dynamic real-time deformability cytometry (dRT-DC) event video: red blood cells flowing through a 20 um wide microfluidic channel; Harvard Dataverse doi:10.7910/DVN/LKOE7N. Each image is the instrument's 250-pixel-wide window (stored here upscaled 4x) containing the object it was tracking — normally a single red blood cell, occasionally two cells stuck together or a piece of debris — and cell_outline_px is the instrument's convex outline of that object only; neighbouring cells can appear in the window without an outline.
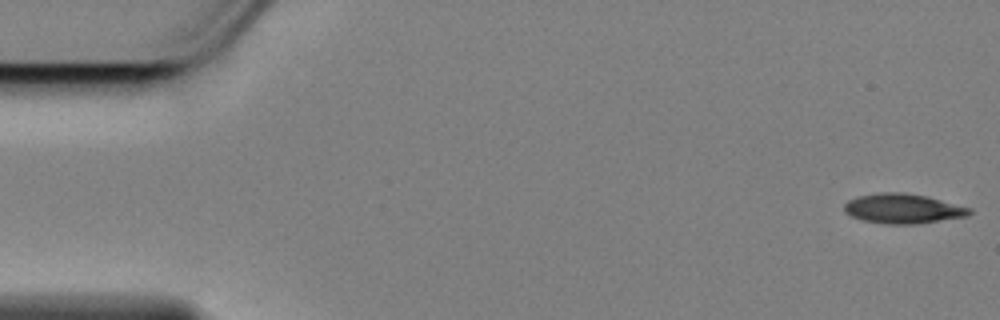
{"species": "Egyptian fruit bat (a non-hibernating species)", "species_latin": "Rousettus aegyptiacus", "temperature_condition": "cold", "stored_images_in_passage": 11, "camera_frame_rate_fps": 3000, "um_per_image_px": 0.085, "animal": {"sex": "female"}, "frame": {"image": 1, "passage_image": 1, "time_ms": 0.0, "image_size_px": [1000, 320], "cell_outline_px": [[972, 212], [968, 216], [916, 224], [884, 224], [864, 220], [852, 216], [844, 212], [844, 204], [848, 200], [860, 196], [884, 192], [900, 192], [924, 196], [972, 208]], "centroid_in_image_um": [76.75, 17.74], "position_along_channel_um": 8.2, "area_um2": 21.44}}